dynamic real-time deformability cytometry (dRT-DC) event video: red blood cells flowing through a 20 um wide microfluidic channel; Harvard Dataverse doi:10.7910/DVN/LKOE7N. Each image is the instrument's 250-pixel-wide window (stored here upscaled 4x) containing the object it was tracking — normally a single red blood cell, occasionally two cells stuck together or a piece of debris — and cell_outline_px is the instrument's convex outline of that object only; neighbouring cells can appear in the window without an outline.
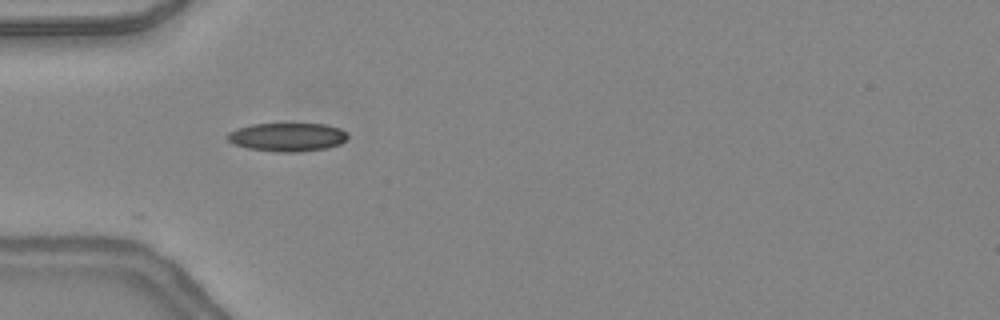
{"species": "common noctule bat (a hibernating species)", "species_latin": "Nyctalus noctula", "temperature_condition": "warm", "stored_images_in_passage": 33, "camera_frame_rate_fps": 3000, "um_per_image_px": 0.085, "animal": {"sex": "female", "body_mass_g": 24.6, "forearm_length_mm": 56.2}, "frame": {"image": 1, "passage_image": 1, "time_ms": 0.0, "image_size_px": [1000, 320], "cell_outline_px": [[348, 136], [340, 144], [328, 148], [296, 152], [276, 152], [248, 148], [236, 144], [228, 140], [224, 136], [228, 132], [236, 128], [252, 124], [324, 124], [340, 128]], "centroid_in_image_um": [24.39, 11.65], "position_along_channel_um": 60.6, "area_um2": 19.94}}
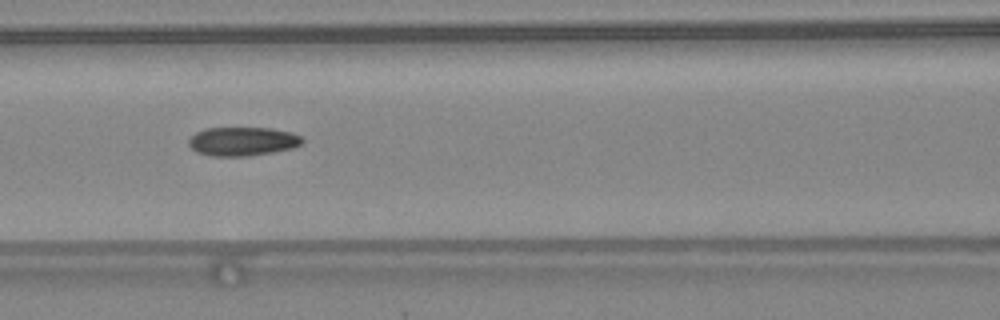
{"frame": {"image": 2, "passage_image": 7, "time_ms": 2.0, "image_size_px": [1000, 320], "cell_outline_px": [[304, 140], [300, 144], [292, 148], [272, 152], [248, 156], [212, 156], [196, 152], [188, 144], [188, 140], [196, 132], [204, 128], [272, 128], [292, 132], [300, 136]], "centroid_in_image_um": [20.6, 12.01], "position_along_channel_um": 146.0, "area_um2": 19.07}}
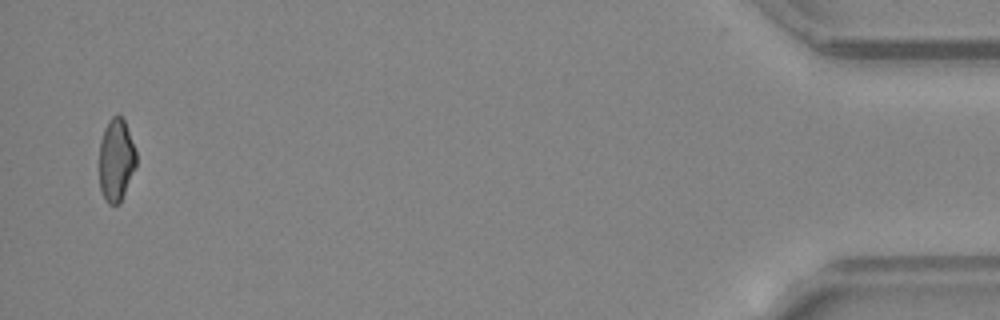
{"frame": {"image": 3, "passage_image": 32, "time_ms": 10.333, "image_size_px": [1000, 320], "cell_outline_px": [[136, 168], [120, 204], [108, 204], [104, 200], [100, 188], [100, 140], [104, 128], [108, 120], [112, 116], [120, 116], [124, 120], [136, 152]], "centroid_in_image_um": [9.87, 13.63], "position_along_channel_um": 425.3, "area_um2": 17.86}, "authors_computed_cell_mechanics": {"area_um2": 19.074, "velocity_mm_per_s": 4.3947, "shape_relaxation_time_tau1_ms": null, "shape_relaxation_time_tau2_ms": 3.21, "deformation_change_tau1": null, "deformation_change_tau2": 0.0915}}